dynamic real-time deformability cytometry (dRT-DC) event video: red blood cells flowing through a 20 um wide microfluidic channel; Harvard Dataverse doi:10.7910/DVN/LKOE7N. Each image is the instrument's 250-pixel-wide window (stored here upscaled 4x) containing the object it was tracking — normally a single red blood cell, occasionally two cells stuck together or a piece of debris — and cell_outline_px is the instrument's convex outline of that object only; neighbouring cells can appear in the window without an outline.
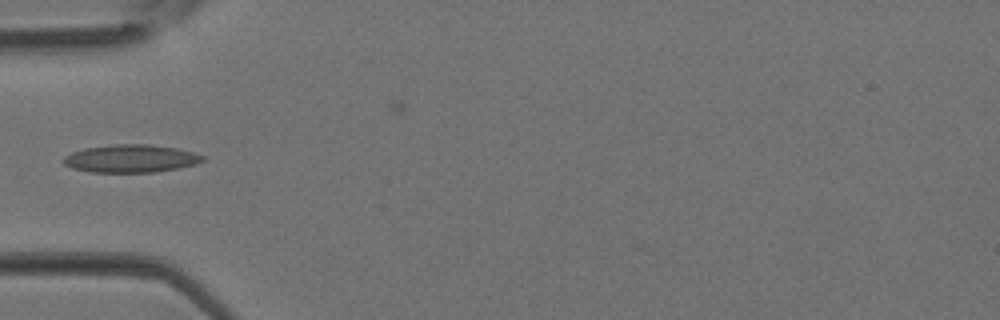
{"species": "Egyptian fruit bat (a non-hibernating species)", "species_latin": "Rousettus aegyptiacus", "temperature_condition": "room temperature", "stored_images_in_passage": 4, "camera_frame_rate_fps": 3000, "um_per_image_px": 0.085, "animal": {"sex": "female"}, "frame": {"image": 1, "passage_image": 3, "time_ms": 0.667, "image_size_px": [1000, 320], "cell_outline_px": [[204, 160], [196, 164], [180, 168], [156, 172], [92, 172], [72, 168], [64, 164], [60, 160], [64, 156], [72, 152], [84, 148], [112, 144], [148, 144], [176, 148], [192, 152], [204, 156]], "centroid_in_image_um": [11.09, 13.48], "position_along_channel_um": 73.9, "area_um2": 22.72}}